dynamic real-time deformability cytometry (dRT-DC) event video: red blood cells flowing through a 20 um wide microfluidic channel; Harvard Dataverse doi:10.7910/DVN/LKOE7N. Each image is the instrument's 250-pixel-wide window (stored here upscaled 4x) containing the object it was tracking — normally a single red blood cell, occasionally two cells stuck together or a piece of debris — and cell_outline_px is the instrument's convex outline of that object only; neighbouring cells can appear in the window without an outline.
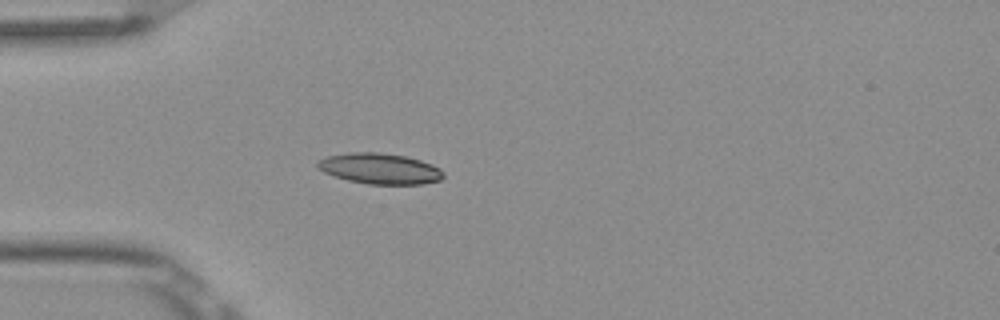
{"species": "Egyptian fruit bat (a non-hibernating species)", "species_latin": "Rousettus aegyptiacus", "temperature_condition": "room temperature", "stored_images_in_passage": 3, "camera_frame_rate_fps": 3000, "um_per_image_px": 0.085, "frame": {"image": 1, "passage_image": 3, "time_ms": 0.667, "image_size_px": [1000, 320], "cell_outline_px": [[444, 176], [440, 180], [424, 184], [368, 184], [348, 180], [324, 172], [316, 164], [320, 160], [328, 156], [348, 152], [376, 152], [404, 156], [420, 160], [432, 164], [440, 168], [444, 172]], "centroid_in_image_um": [32.33, 14.33], "position_along_channel_um": 52.7, "area_um2": 22.37}}